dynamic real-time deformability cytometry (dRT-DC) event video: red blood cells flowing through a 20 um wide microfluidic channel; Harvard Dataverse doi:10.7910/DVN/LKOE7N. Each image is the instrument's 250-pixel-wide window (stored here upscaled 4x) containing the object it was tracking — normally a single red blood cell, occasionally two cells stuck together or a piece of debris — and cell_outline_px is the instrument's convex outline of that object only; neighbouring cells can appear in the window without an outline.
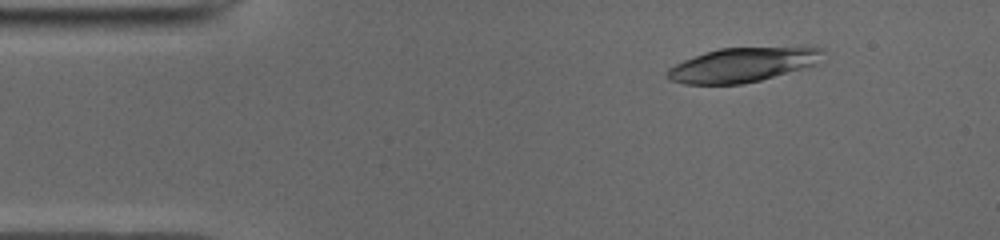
{"species": "common noctule bat (a hibernating species)", "species_latin": "Nyctalus noctula", "temperature_condition": "cold", "stored_images_in_passage": 49, "camera_frame_rate_fps": 3000, "um_per_image_px": 0.085, "animal": {"sex": "male", "body_mass_g": 19.0, "forearm_length_mm": 50.8}, "frame": {"image": 1, "passage_image": 6, "time_ms": 1.667, "image_size_px": [1000, 240], "cell_outline_px": [[824, 52], [820, 64], [760, 80], [740, 84], [684, 84], [668, 80], [664, 72], [668, 68], [684, 60], [704, 52], [720, 48], [808, 44], [824, 48]], "centroid_in_image_um": [63.25, 5.45], "position_along_channel_um": 21.8, "area_um2": 32.54}}